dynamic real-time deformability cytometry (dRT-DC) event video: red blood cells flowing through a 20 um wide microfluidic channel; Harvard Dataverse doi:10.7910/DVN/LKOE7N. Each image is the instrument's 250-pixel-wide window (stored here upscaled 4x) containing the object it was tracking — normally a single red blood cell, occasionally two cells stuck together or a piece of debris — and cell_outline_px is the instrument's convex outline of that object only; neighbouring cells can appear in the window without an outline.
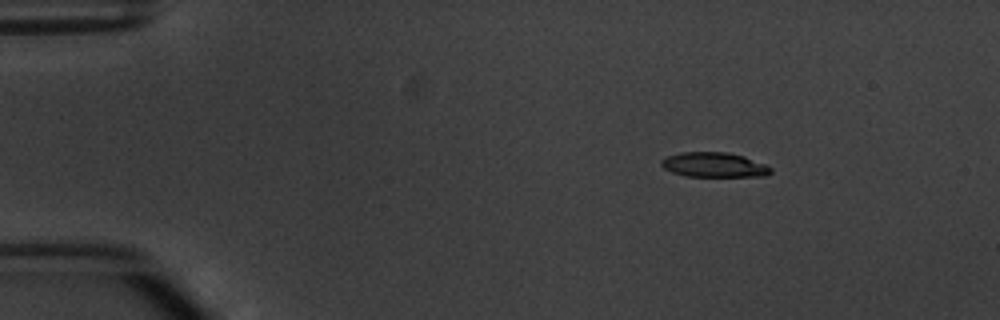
{"species": "common noctule bat (a hibernating species)", "species_latin": "Nyctalus noctula", "temperature_condition": "warm", "stored_images_in_passage": 4, "camera_frame_rate_fps": 3000, "um_per_image_px": 0.085, "animal": {"sex": "male", "body_mass_g": 20.1, "forearm_length_mm": 53.5}, "frame": {"image": 1, "passage_image": 2, "time_ms": 1.0, "image_size_px": [1000, 320], "cell_outline_px": [[772, 172], [768, 176], [684, 176], [672, 172], [664, 168], [660, 164], [660, 160], [668, 156], [680, 152], [728, 152], [744, 156], [768, 164], [772, 168]], "centroid_in_image_um": [60.74, 14.01], "position_along_channel_um": 24.3, "area_um2": 16.01}}